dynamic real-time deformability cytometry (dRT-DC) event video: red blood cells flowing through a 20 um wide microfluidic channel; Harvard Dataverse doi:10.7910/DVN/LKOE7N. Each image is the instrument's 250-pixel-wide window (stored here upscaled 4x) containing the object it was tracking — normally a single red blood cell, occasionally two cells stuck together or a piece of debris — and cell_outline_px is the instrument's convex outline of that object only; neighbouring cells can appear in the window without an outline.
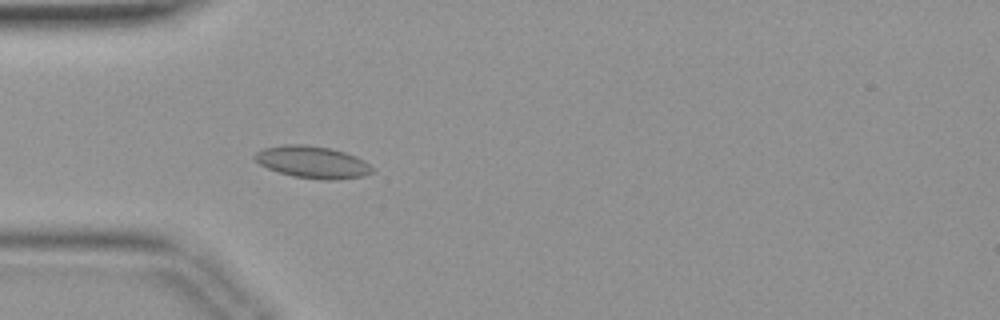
{"species": "common noctule bat (a hibernating species)", "species_latin": "Nyctalus noctula", "temperature_condition": "warm", "stored_images_in_passage": 41, "camera_frame_rate_fps": 3000, "um_per_image_px": 0.085, "animal": {"sex": "female", "body_mass_g": 19.9}, "frame": {"image": 1, "passage_image": 12, "time_ms": 3.667, "image_size_px": [1000, 320], "cell_outline_px": [[372, 172], [364, 176], [336, 180], [324, 180], [292, 176], [268, 168], [260, 164], [252, 156], [256, 152], [264, 148], [284, 144], [304, 144], [332, 148], [356, 156], [364, 160], [372, 168]], "centroid_in_image_um": [26.56, 13.77], "position_along_channel_um": 58.4, "area_um2": 21.96}}
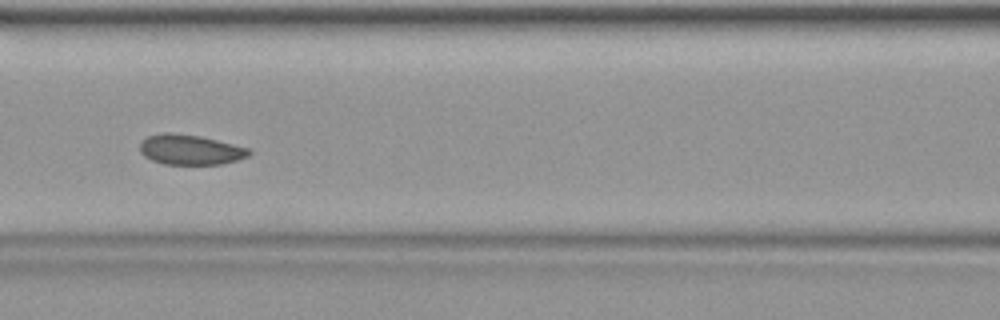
{"frame": {"image": 2, "passage_image": 18, "time_ms": 5.667, "image_size_px": [1000, 320], "cell_outline_px": [[252, 152], [248, 156], [236, 160], [220, 164], [164, 164], [152, 160], [144, 156], [140, 152], [140, 140], [148, 136], [160, 132], [172, 132], [200, 136], [248, 148]], "centroid_in_image_um": [16.12, 12.71], "position_along_channel_um": 150.5, "area_um2": 19.13}}
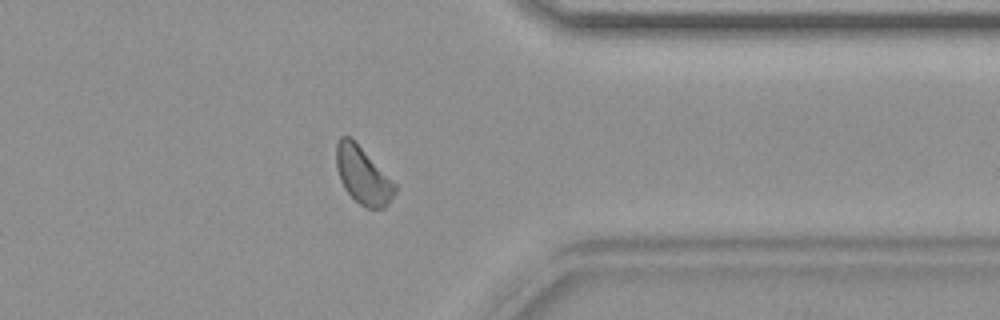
{"frame": {"image": 3, "passage_image": 33, "time_ms": 10.667, "image_size_px": [1000, 320], "cell_outline_px": [[396, 192], [388, 204], [384, 208], [364, 208], [344, 188], [340, 180], [336, 168], [336, 144], [340, 136], [348, 136], [396, 184]], "centroid_in_image_um": [30.83, 14.95], "position_along_channel_um": 380.6, "area_um2": 19.02}}